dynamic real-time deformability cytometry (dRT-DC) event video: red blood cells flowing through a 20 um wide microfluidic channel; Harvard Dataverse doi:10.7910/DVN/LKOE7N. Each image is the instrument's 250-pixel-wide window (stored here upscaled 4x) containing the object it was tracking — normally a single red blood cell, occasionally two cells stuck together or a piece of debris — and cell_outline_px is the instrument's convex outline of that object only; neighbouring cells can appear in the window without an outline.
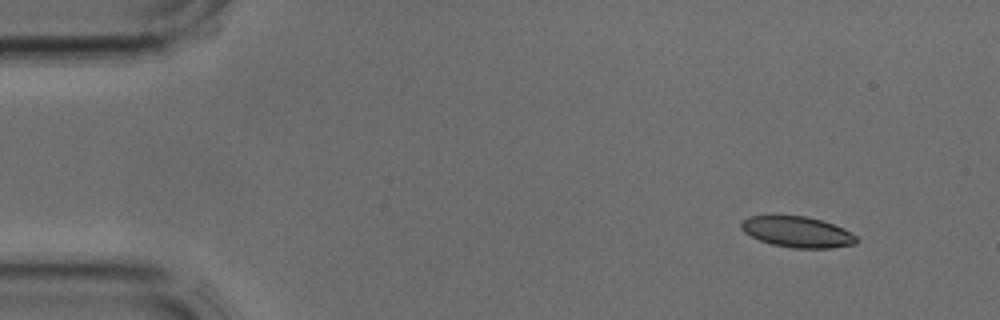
{"species": "common noctule bat (a hibernating species)", "species_latin": "Nyctalus noctula", "temperature_condition": "cold", "stored_images_in_passage": 3, "camera_frame_rate_fps": 3000, "um_per_image_px": 0.085, "animal": {"sex": "male", "body_mass_g": 17.9, "forearm_length_mm": 54.2}, "frame": {"image": 1, "passage_image": 1, "time_ms": 0.0, "image_size_px": [1000, 320], "cell_outline_px": [[860, 240], [856, 244], [832, 248], [792, 248], [772, 244], [760, 240], [744, 232], [740, 228], [740, 220], [748, 216], [808, 216], [844, 228], [856, 236]], "centroid_in_image_um": [67.78, 19.72], "position_along_channel_um": 17.2, "area_um2": 20.81}}
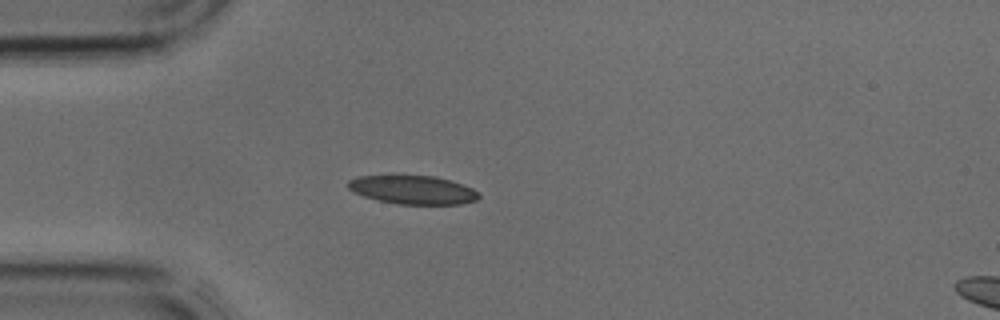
{"frame": {"image": 2, "passage_image": 3, "time_ms": 0.667, "image_size_px": [1000, 320], "cell_outline_px": [[480, 196], [476, 200], [460, 204], [400, 204], [380, 200], [364, 196], [348, 188], [348, 180], [360, 176], [392, 172], [436, 176], [472, 188], [480, 192]], "centroid_in_image_um": [35.05, 16.07], "position_along_channel_um": 49.9, "area_um2": 22.48}}